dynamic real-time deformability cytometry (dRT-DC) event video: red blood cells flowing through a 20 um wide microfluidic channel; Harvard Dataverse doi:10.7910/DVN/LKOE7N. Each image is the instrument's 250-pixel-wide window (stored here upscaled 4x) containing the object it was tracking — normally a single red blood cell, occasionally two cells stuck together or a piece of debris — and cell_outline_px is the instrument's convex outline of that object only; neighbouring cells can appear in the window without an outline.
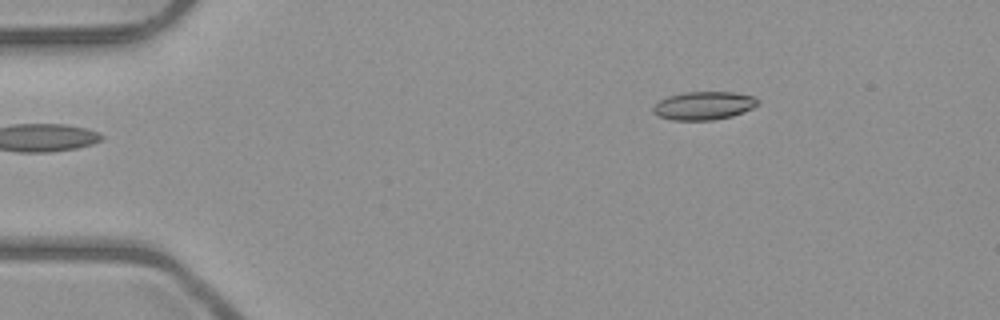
{"species": "common noctule bat (a hibernating species)", "species_latin": "Nyctalus noctula", "temperature_condition": "room temperature", "stored_images_in_passage": 3, "camera_frame_rate_fps": 3000, "um_per_image_px": 0.085, "animal": {"sex": "male", "body_mass_g": 23.1, "forearm_length_mm": 52.7}, "frame": {"image": 1, "passage_image": 3, "time_ms": 2.333, "image_size_px": [1000, 320], "cell_outline_px": [[760, 104], [752, 108], [732, 116], [712, 120], [672, 120], [660, 116], [652, 112], [652, 108], [660, 100], [668, 96], [684, 92], [732, 92], [752, 96], [760, 100]], "centroid_in_image_um": [59.83, 8.98], "position_along_channel_um": 25.2, "area_um2": 17.17}}